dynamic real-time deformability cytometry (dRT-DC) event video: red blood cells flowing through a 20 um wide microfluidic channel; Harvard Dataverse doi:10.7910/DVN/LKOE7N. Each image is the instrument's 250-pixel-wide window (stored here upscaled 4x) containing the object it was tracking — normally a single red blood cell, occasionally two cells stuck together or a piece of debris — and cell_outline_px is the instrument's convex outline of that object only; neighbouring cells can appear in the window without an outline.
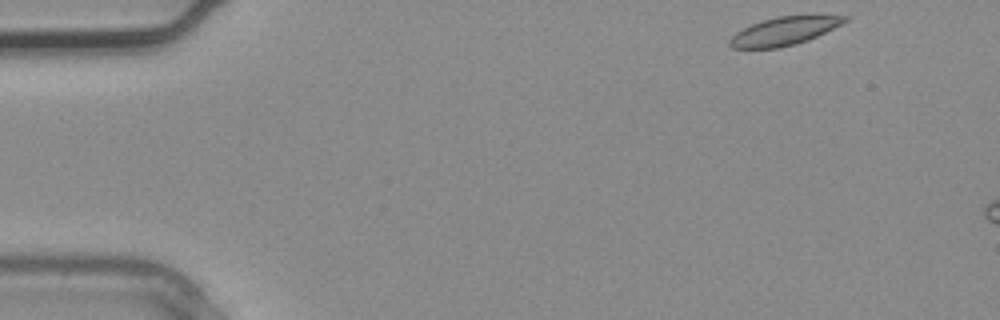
{"species": "common noctule bat (a hibernating species)", "species_latin": "Nyctalus noctula", "temperature_condition": "warm", "stored_images_in_passage": 2, "camera_frame_rate_fps": 3000, "um_per_image_px": 0.085, "animal": {"sex": "male", "body_mass_g": 20.4}, "frame": {"image": 1, "passage_image": 1, "time_ms": 0.0, "image_size_px": [1000, 320], "cell_outline_px": [[852, 16], [848, 20], [808, 40], [796, 44], [780, 48], [732, 48], [728, 44], [728, 40], [736, 32], [752, 24], [776, 16]], "centroid_in_image_um": [66.6, 2.66], "position_along_channel_um": 18.4, "area_um2": 18.55}}